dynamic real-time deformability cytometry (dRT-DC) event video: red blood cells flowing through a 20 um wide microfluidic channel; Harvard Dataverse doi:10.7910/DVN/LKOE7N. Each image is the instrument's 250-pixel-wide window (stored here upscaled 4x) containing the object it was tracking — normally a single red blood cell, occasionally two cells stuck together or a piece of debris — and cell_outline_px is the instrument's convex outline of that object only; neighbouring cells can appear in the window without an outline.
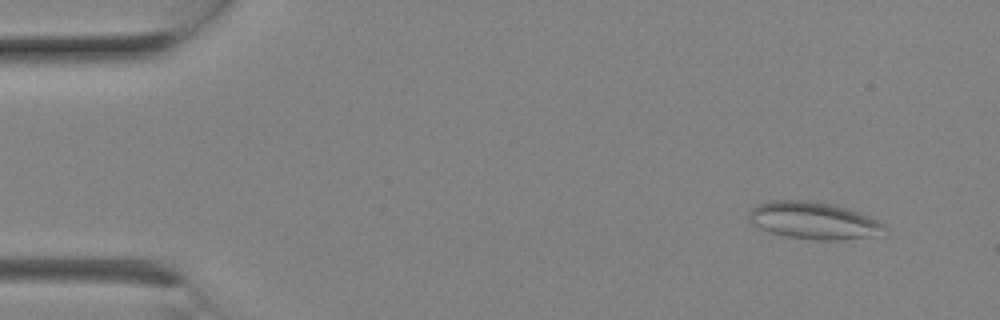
{"species": "Egyptian fruit bat (a non-hibernating species)", "species_latin": "Rousettus aegyptiacus", "temperature_condition": "room temperature", "stored_images_in_passage": 9, "camera_frame_rate_fps": 3000, "um_per_image_px": 0.085, "animal": {"sex": "female"}, "frame": {"image": 1, "passage_image": 2, "time_ms": 0.333, "image_size_px": [1000, 320], "cell_outline_px": [[888, 228], [864, 236], [840, 240], [816, 240], [784, 236], [760, 228], [752, 224], [748, 220], [748, 212], [756, 204], [768, 200], [808, 200], [828, 204], [844, 208], [868, 216], [884, 224]], "centroid_in_image_um": [69.01, 18.73], "position_along_channel_um": 16.0, "area_um2": 28.78}}
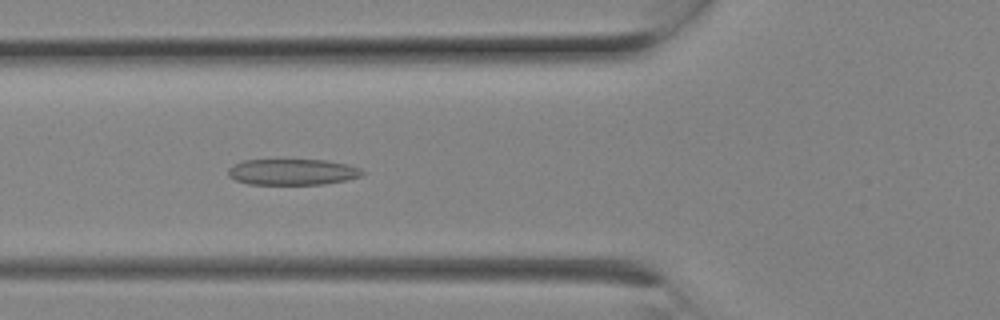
{"frame": {"image": 2, "passage_image": 8, "time_ms": 2.333, "image_size_px": [1000, 320], "cell_outline_px": [[364, 172], [360, 176], [348, 180], [324, 184], [248, 184], [236, 180], [228, 176], [228, 168], [232, 164], [244, 160], [324, 160], [348, 164], [360, 168]], "centroid_in_image_um": [24.84, 14.61], "position_along_channel_um": 101.0, "area_um2": 20.4}}
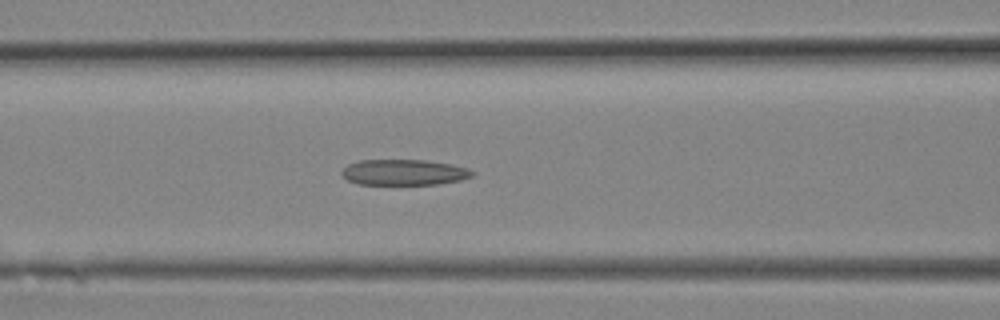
{"frame": {"image": 3, "passage_image": 9, "time_ms": 2.667, "image_size_px": [1000, 320], "cell_outline_px": [[476, 172], [472, 176], [460, 180], [436, 184], [360, 184], [348, 180], [340, 172], [348, 164], [360, 160], [424, 160], [452, 164], [468, 168]], "centroid_in_image_um": [34.36, 14.64], "position_along_channel_um": 132.2, "area_um2": 19.48}}